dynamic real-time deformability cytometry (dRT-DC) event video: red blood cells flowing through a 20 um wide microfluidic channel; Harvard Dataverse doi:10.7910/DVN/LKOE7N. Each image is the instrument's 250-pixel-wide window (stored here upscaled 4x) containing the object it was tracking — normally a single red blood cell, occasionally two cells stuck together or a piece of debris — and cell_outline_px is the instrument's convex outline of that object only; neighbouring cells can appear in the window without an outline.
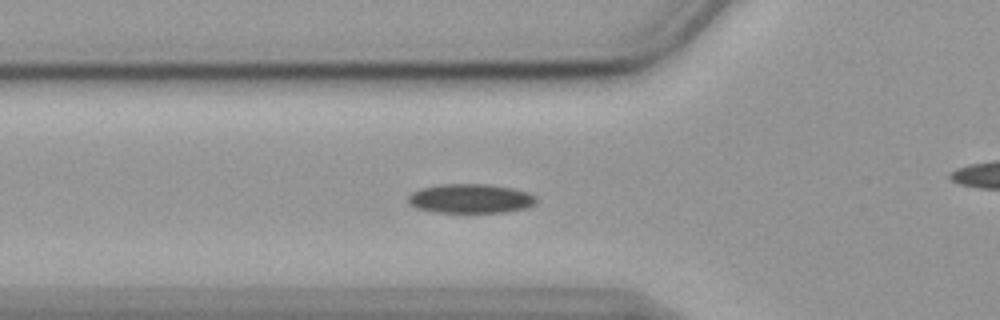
{"species": "common noctule bat (a hibernating species)", "species_latin": "Nyctalus noctula", "temperature_condition": "cold", "stored_images_in_passage": 32, "camera_frame_rate_fps": 3000, "um_per_image_px": 0.085, "animal": {"sex": "female", "body_mass_g": 19.9}, "frame": {"image": 1, "passage_image": 11, "time_ms": 3.333, "image_size_px": [1000, 320], "cell_outline_px": [[536, 204], [524, 208], [504, 212], [432, 212], [416, 208], [408, 204], [408, 196], [412, 192], [420, 188], [440, 184], [488, 184], [512, 188], [528, 192], [536, 196]], "centroid_in_image_um": [39.96, 16.87], "position_along_channel_um": 85.8, "area_um2": 21.96}}
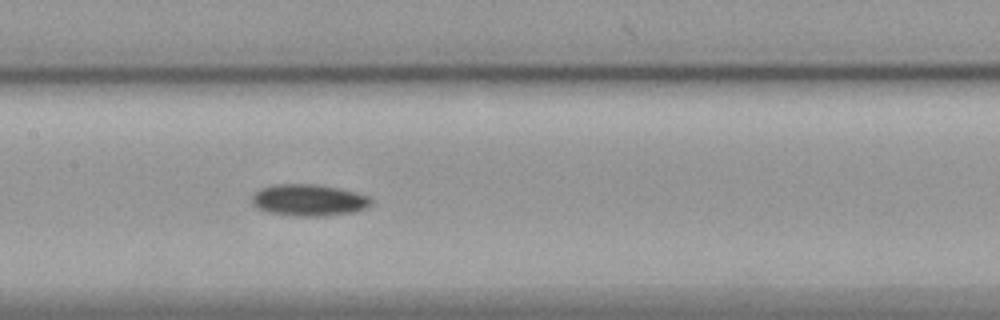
{"frame": {"image": 2, "passage_image": 19, "time_ms": 6.0, "image_size_px": [1000, 320], "cell_outline_px": [[372, 204], [368, 208], [352, 212], [324, 216], [296, 216], [268, 212], [256, 208], [252, 204], [252, 196], [260, 188], [272, 184], [316, 184], [356, 192], [368, 196], [372, 200]], "centroid_in_image_um": [26.23, 17.01], "position_along_channel_um": 181.2, "area_um2": 22.08}}
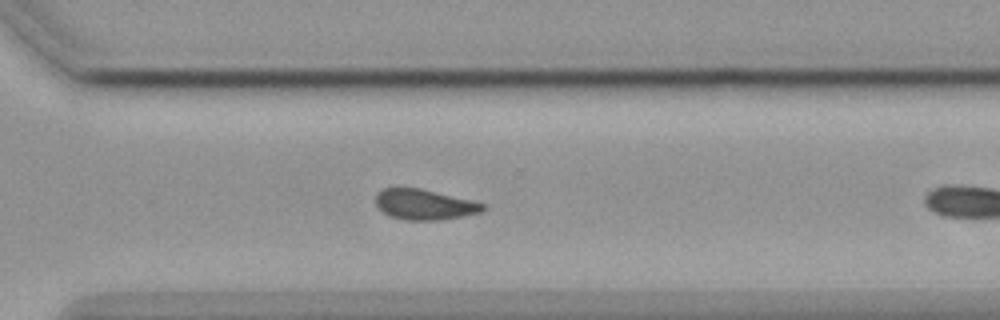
{"frame": {"image": 3, "passage_image": 28, "time_ms": 9.0, "image_size_px": [1000, 320], "cell_outline_px": [[484, 208], [480, 212], [444, 220], [404, 220], [388, 216], [376, 204], [376, 192], [384, 188], [420, 188], [472, 200], [484, 204]], "centroid_in_image_um": [36.05, 17.39], "position_along_channel_um": 334.6, "area_um2": 18.96}}